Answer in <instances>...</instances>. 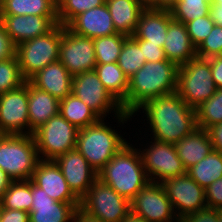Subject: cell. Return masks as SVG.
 Returning <instances> with one entry per match:
<instances>
[{"label":"cell","mask_w":222,"mask_h":222,"mask_svg":"<svg viewBox=\"0 0 222 222\" xmlns=\"http://www.w3.org/2000/svg\"><path fill=\"white\" fill-rule=\"evenodd\" d=\"M144 113L150 139L176 144L198 126L195 109L189 107L177 92L146 101L136 112ZM146 116V117H145ZM152 135V136H151Z\"/></svg>","instance_id":"obj_1"},{"label":"cell","mask_w":222,"mask_h":222,"mask_svg":"<svg viewBox=\"0 0 222 222\" xmlns=\"http://www.w3.org/2000/svg\"><path fill=\"white\" fill-rule=\"evenodd\" d=\"M178 66L166 60L146 62L128 80L126 99L120 104L133 115L146 101L177 92Z\"/></svg>","instance_id":"obj_2"},{"label":"cell","mask_w":222,"mask_h":222,"mask_svg":"<svg viewBox=\"0 0 222 222\" xmlns=\"http://www.w3.org/2000/svg\"><path fill=\"white\" fill-rule=\"evenodd\" d=\"M98 179L129 201L150 182L138 147L130 142L98 172Z\"/></svg>","instance_id":"obj_3"},{"label":"cell","mask_w":222,"mask_h":222,"mask_svg":"<svg viewBox=\"0 0 222 222\" xmlns=\"http://www.w3.org/2000/svg\"><path fill=\"white\" fill-rule=\"evenodd\" d=\"M104 120L79 129L76 142V149L97 172L128 143L121 131L118 132L115 126L113 128Z\"/></svg>","instance_id":"obj_4"},{"label":"cell","mask_w":222,"mask_h":222,"mask_svg":"<svg viewBox=\"0 0 222 222\" xmlns=\"http://www.w3.org/2000/svg\"><path fill=\"white\" fill-rule=\"evenodd\" d=\"M39 161L33 135H0V168L13 181L30 180Z\"/></svg>","instance_id":"obj_5"},{"label":"cell","mask_w":222,"mask_h":222,"mask_svg":"<svg viewBox=\"0 0 222 222\" xmlns=\"http://www.w3.org/2000/svg\"><path fill=\"white\" fill-rule=\"evenodd\" d=\"M71 88L72 94L81 99L101 119H105L109 114L110 116L113 115L112 117L116 119V123L122 127L124 123L133 118V115L123 111L121 105L106 90L94 70L74 75Z\"/></svg>","instance_id":"obj_6"},{"label":"cell","mask_w":222,"mask_h":222,"mask_svg":"<svg viewBox=\"0 0 222 222\" xmlns=\"http://www.w3.org/2000/svg\"><path fill=\"white\" fill-rule=\"evenodd\" d=\"M62 25L16 46L15 55L23 78L28 81L38 71L59 60Z\"/></svg>","instance_id":"obj_7"},{"label":"cell","mask_w":222,"mask_h":222,"mask_svg":"<svg viewBox=\"0 0 222 222\" xmlns=\"http://www.w3.org/2000/svg\"><path fill=\"white\" fill-rule=\"evenodd\" d=\"M216 86L207 59L194 58L178 67L177 93L195 109L216 92Z\"/></svg>","instance_id":"obj_8"},{"label":"cell","mask_w":222,"mask_h":222,"mask_svg":"<svg viewBox=\"0 0 222 222\" xmlns=\"http://www.w3.org/2000/svg\"><path fill=\"white\" fill-rule=\"evenodd\" d=\"M79 129L59 113L33 132L40 160L55 161L76 148Z\"/></svg>","instance_id":"obj_9"},{"label":"cell","mask_w":222,"mask_h":222,"mask_svg":"<svg viewBox=\"0 0 222 222\" xmlns=\"http://www.w3.org/2000/svg\"><path fill=\"white\" fill-rule=\"evenodd\" d=\"M80 209L104 222H120L130 212V201L97 179L80 200Z\"/></svg>","instance_id":"obj_10"},{"label":"cell","mask_w":222,"mask_h":222,"mask_svg":"<svg viewBox=\"0 0 222 222\" xmlns=\"http://www.w3.org/2000/svg\"><path fill=\"white\" fill-rule=\"evenodd\" d=\"M147 144L143 149L138 148V150L147 177L151 182L162 183L168 178L186 174V169L177 155L174 144L152 139Z\"/></svg>","instance_id":"obj_11"},{"label":"cell","mask_w":222,"mask_h":222,"mask_svg":"<svg viewBox=\"0 0 222 222\" xmlns=\"http://www.w3.org/2000/svg\"><path fill=\"white\" fill-rule=\"evenodd\" d=\"M131 212L147 222H179L162 183L148 182L130 201Z\"/></svg>","instance_id":"obj_12"},{"label":"cell","mask_w":222,"mask_h":222,"mask_svg":"<svg viewBox=\"0 0 222 222\" xmlns=\"http://www.w3.org/2000/svg\"><path fill=\"white\" fill-rule=\"evenodd\" d=\"M59 61L72 76L94 70L96 58L93 39L62 26Z\"/></svg>","instance_id":"obj_13"},{"label":"cell","mask_w":222,"mask_h":222,"mask_svg":"<svg viewBox=\"0 0 222 222\" xmlns=\"http://www.w3.org/2000/svg\"><path fill=\"white\" fill-rule=\"evenodd\" d=\"M0 134H29L28 81L0 94Z\"/></svg>","instance_id":"obj_14"},{"label":"cell","mask_w":222,"mask_h":222,"mask_svg":"<svg viewBox=\"0 0 222 222\" xmlns=\"http://www.w3.org/2000/svg\"><path fill=\"white\" fill-rule=\"evenodd\" d=\"M176 217L180 220L187 214L206 208L205 188L187 173L162 182Z\"/></svg>","instance_id":"obj_15"},{"label":"cell","mask_w":222,"mask_h":222,"mask_svg":"<svg viewBox=\"0 0 222 222\" xmlns=\"http://www.w3.org/2000/svg\"><path fill=\"white\" fill-rule=\"evenodd\" d=\"M55 163L60 167L69 188L79 200L98 179V172L76 148L59 156Z\"/></svg>","instance_id":"obj_16"},{"label":"cell","mask_w":222,"mask_h":222,"mask_svg":"<svg viewBox=\"0 0 222 222\" xmlns=\"http://www.w3.org/2000/svg\"><path fill=\"white\" fill-rule=\"evenodd\" d=\"M0 21L15 46L46 34L59 24L57 16L0 15Z\"/></svg>","instance_id":"obj_17"},{"label":"cell","mask_w":222,"mask_h":222,"mask_svg":"<svg viewBox=\"0 0 222 222\" xmlns=\"http://www.w3.org/2000/svg\"><path fill=\"white\" fill-rule=\"evenodd\" d=\"M32 204L29 222H71L80 203H62L51 199L32 181Z\"/></svg>","instance_id":"obj_18"},{"label":"cell","mask_w":222,"mask_h":222,"mask_svg":"<svg viewBox=\"0 0 222 222\" xmlns=\"http://www.w3.org/2000/svg\"><path fill=\"white\" fill-rule=\"evenodd\" d=\"M31 180L45 190L51 199L62 203H80L66 182L60 167L55 161L40 160Z\"/></svg>","instance_id":"obj_19"},{"label":"cell","mask_w":222,"mask_h":222,"mask_svg":"<svg viewBox=\"0 0 222 222\" xmlns=\"http://www.w3.org/2000/svg\"><path fill=\"white\" fill-rule=\"evenodd\" d=\"M66 26L72 32L91 39L117 33L106 3L78 14Z\"/></svg>","instance_id":"obj_20"},{"label":"cell","mask_w":222,"mask_h":222,"mask_svg":"<svg viewBox=\"0 0 222 222\" xmlns=\"http://www.w3.org/2000/svg\"><path fill=\"white\" fill-rule=\"evenodd\" d=\"M172 19L168 8L146 7L140 15L136 30L132 36L138 40L158 44L163 48L168 26Z\"/></svg>","instance_id":"obj_21"},{"label":"cell","mask_w":222,"mask_h":222,"mask_svg":"<svg viewBox=\"0 0 222 222\" xmlns=\"http://www.w3.org/2000/svg\"><path fill=\"white\" fill-rule=\"evenodd\" d=\"M72 78L67 68L58 60L38 71L28 81L60 101L72 93Z\"/></svg>","instance_id":"obj_22"},{"label":"cell","mask_w":222,"mask_h":222,"mask_svg":"<svg viewBox=\"0 0 222 222\" xmlns=\"http://www.w3.org/2000/svg\"><path fill=\"white\" fill-rule=\"evenodd\" d=\"M163 50L166 59L178 67L197 57V48L190 40L186 25L174 19L169 23Z\"/></svg>","instance_id":"obj_23"},{"label":"cell","mask_w":222,"mask_h":222,"mask_svg":"<svg viewBox=\"0 0 222 222\" xmlns=\"http://www.w3.org/2000/svg\"><path fill=\"white\" fill-rule=\"evenodd\" d=\"M60 101L28 81L29 134L59 113Z\"/></svg>","instance_id":"obj_24"},{"label":"cell","mask_w":222,"mask_h":222,"mask_svg":"<svg viewBox=\"0 0 222 222\" xmlns=\"http://www.w3.org/2000/svg\"><path fill=\"white\" fill-rule=\"evenodd\" d=\"M174 146L186 170L214 150L208 131L199 127L174 144Z\"/></svg>","instance_id":"obj_25"},{"label":"cell","mask_w":222,"mask_h":222,"mask_svg":"<svg viewBox=\"0 0 222 222\" xmlns=\"http://www.w3.org/2000/svg\"><path fill=\"white\" fill-rule=\"evenodd\" d=\"M105 3L116 32L132 36L140 15L146 9V6L141 0H106Z\"/></svg>","instance_id":"obj_26"},{"label":"cell","mask_w":222,"mask_h":222,"mask_svg":"<svg viewBox=\"0 0 222 222\" xmlns=\"http://www.w3.org/2000/svg\"><path fill=\"white\" fill-rule=\"evenodd\" d=\"M59 114L78 129L97 123L101 118L74 94L60 100Z\"/></svg>","instance_id":"obj_27"},{"label":"cell","mask_w":222,"mask_h":222,"mask_svg":"<svg viewBox=\"0 0 222 222\" xmlns=\"http://www.w3.org/2000/svg\"><path fill=\"white\" fill-rule=\"evenodd\" d=\"M0 15L57 16L53 0H0Z\"/></svg>","instance_id":"obj_28"},{"label":"cell","mask_w":222,"mask_h":222,"mask_svg":"<svg viewBox=\"0 0 222 222\" xmlns=\"http://www.w3.org/2000/svg\"><path fill=\"white\" fill-rule=\"evenodd\" d=\"M94 71L106 90L121 104L127 95L129 78L117 63L96 64Z\"/></svg>","instance_id":"obj_29"},{"label":"cell","mask_w":222,"mask_h":222,"mask_svg":"<svg viewBox=\"0 0 222 222\" xmlns=\"http://www.w3.org/2000/svg\"><path fill=\"white\" fill-rule=\"evenodd\" d=\"M186 173L201 187L206 188L222 177V153L213 150L197 164L187 169Z\"/></svg>","instance_id":"obj_30"},{"label":"cell","mask_w":222,"mask_h":222,"mask_svg":"<svg viewBox=\"0 0 222 222\" xmlns=\"http://www.w3.org/2000/svg\"><path fill=\"white\" fill-rule=\"evenodd\" d=\"M32 180L14 181L4 193L0 206L30 212L32 204Z\"/></svg>","instance_id":"obj_31"},{"label":"cell","mask_w":222,"mask_h":222,"mask_svg":"<svg viewBox=\"0 0 222 222\" xmlns=\"http://www.w3.org/2000/svg\"><path fill=\"white\" fill-rule=\"evenodd\" d=\"M211 0H175L169 9L174 20L186 24L210 14Z\"/></svg>","instance_id":"obj_32"},{"label":"cell","mask_w":222,"mask_h":222,"mask_svg":"<svg viewBox=\"0 0 222 222\" xmlns=\"http://www.w3.org/2000/svg\"><path fill=\"white\" fill-rule=\"evenodd\" d=\"M128 36L116 33L93 39L96 64L117 63L125 39Z\"/></svg>","instance_id":"obj_33"},{"label":"cell","mask_w":222,"mask_h":222,"mask_svg":"<svg viewBox=\"0 0 222 222\" xmlns=\"http://www.w3.org/2000/svg\"><path fill=\"white\" fill-rule=\"evenodd\" d=\"M145 63L146 59L139 47V40L133 36H128L124 41L117 64L122 69L124 74L130 78Z\"/></svg>","instance_id":"obj_34"},{"label":"cell","mask_w":222,"mask_h":222,"mask_svg":"<svg viewBox=\"0 0 222 222\" xmlns=\"http://www.w3.org/2000/svg\"><path fill=\"white\" fill-rule=\"evenodd\" d=\"M197 126L208 129L222 123V88L216 89L214 95L195 108Z\"/></svg>","instance_id":"obj_35"},{"label":"cell","mask_w":222,"mask_h":222,"mask_svg":"<svg viewBox=\"0 0 222 222\" xmlns=\"http://www.w3.org/2000/svg\"><path fill=\"white\" fill-rule=\"evenodd\" d=\"M106 0H61L57 4L58 23L66 26L75 16L105 4Z\"/></svg>","instance_id":"obj_36"},{"label":"cell","mask_w":222,"mask_h":222,"mask_svg":"<svg viewBox=\"0 0 222 222\" xmlns=\"http://www.w3.org/2000/svg\"><path fill=\"white\" fill-rule=\"evenodd\" d=\"M25 81L16 55L0 61V94L22 86Z\"/></svg>","instance_id":"obj_37"},{"label":"cell","mask_w":222,"mask_h":222,"mask_svg":"<svg viewBox=\"0 0 222 222\" xmlns=\"http://www.w3.org/2000/svg\"><path fill=\"white\" fill-rule=\"evenodd\" d=\"M187 32L190 40L196 48L210 35L213 27L215 26L211 15L203 16L186 24Z\"/></svg>","instance_id":"obj_38"},{"label":"cell","mask_w":222,"mask_h":222,"mask_svg":"<svg viewBox=\"0 0 222 222\" xmlns=\"http://www.w3.org/2000/svg\"><path fill=\"white\" fill-rule=\"evenodd\" d=\"M222 55V27L215 25L207 38L197 48V57L208 59Z\"/></svg>","instance_id":"obj_39"},{"label":"cell","mask_w":222,"mask_h":222,"mask_svg":"<svg viewBox=\"0 0 222 222\" xmlns=\"http://www.w3.org/2000/svg\"><path fill=\"white\" fill-rule=\"evenodd\" d=\"M207 207L222 209V177L205 188Z\"/></svg>","instance_id":"obj_40"},{"label":"cell","mask_w":222,"mask_h":222,"mask_svg":"<svg viewBox=\"0 0 222 222\" xmlns=\"http://www.w3.org/2000/svg\"><path fill=\"white\" fill-rule=\"evenodd\" d=\"M139 47L142 50L146 62H159L166 60L164 50L158 44L149 43L146 40H139Z\"/></svg>","instance_id":"obj_41"},{"label":"cell","mask_w":222,"mask_h":222,"mask_svg":"<svg viewBox=\"0 0 222 222\" xmlns=\"http://www.w3.org/2000/svg\"><path fill=\"white\" fill-rule=\"evenodd\" d=\"M180 222H219L217 209L210 207L203 208L196 212L187 214Z\"/></svg>","instance_id":"obj_42"},{"label":"cell","mask_w":222,"mask_h":222,"mask_svg":"<svg viewBox=\"0 0 222 222\" xmlns=\"http://www.w3.org/2000/svg\"><path fill=\"white\" fill-rule=\"evenodd\" d=\"M16 46L7 35L3 24L0 21V61L15 56Z\"/></svg>","instance_id":"obj_43"},{"label":"cell","mask_w":222,"mask_h":222,"mask_svg":"<svg viewBox=\"0 0 222 222\" xmlns=\"http://www.w3.org/2000/svg\"><path fill=\"white\" fill-rule=\"evenodd\" d=\"M0 222H29V212L0 206Z\"/></svg>","instance_id":"obj_44"},{"label":"cell","mask_w":222,"mask_h":222,"mask_svg":"<svg viewBox=\"0 0 222 222\" xmlns=\"http://www.w3.org/2000/svg\"><path fill=\"white\" fill-rule=\"evenodd\" d=\"M210 63L211 74L217 89L222 88V56L207 59Z\"/></svg>","instance_id":"obj_45"},{"label":"cell","mask_w":222,"mask_h":222,"mask_svg":"<svg viewBox=\"0 0 222 222\" xmlns=\"http://www.w3.org/2000/svg\"><path fill=\"white\" fill-rule=\"evenodd\" d=\"M214 150L222 153V123L216 124L207 129Z\"/></svg>","instance_id":"obj_46"},{"label":"cell","mask_w":222,"mask_h":222,"mask_svg":"<svg viewBox=\"0 0 222 222\" xmlns=\"http://www.w3.org/2000/svg\"><path fill=\"white\" fill-rule=\"evenodd\" d=\"M13 179L0 168V201L4 193L8 190L9 186L13 183Z\"/></svg>","instance_id":"obj_47"},{"label":"cell","mask_w":222,"mask_h":222,"mask_svg":"<svg viewBox=\"0 0 222 222\" xmlns=\"http://www.w3.org/2000/svg\"><path fill=\"white\" fill-rule=\"evenodd\" d=\"M71 222H104V221L91 217L87 213L83 212L80 208H78L75 211Z\"/></svg>","instance_id":"obj_48"},{"label":"cell","mask_w":222,"mask_h":222,"mask_svg":"<svg viewBox=\"0 0 222 222\" xmlns=\"http://www.w3.org/2000/svg\"><path fill=\"white\" fill-rule=\"evenodd\" d=\"M210 15L215 25L222 27V6L211 4Z\"/></svg>","instance_id":"obj_49"},{"label":"cell","mask_w":222,"mask_h":222,"mask_svg":"<svg viewBox=\"0 0 222 222\" xmlns=\"http://www.w3.org/2000/svg\"><path fill=\"white\" fill-rule=\"evenodd\" d=\"M120 222H147L143 217H140L132 212H130L124 219Z\"/></svg>","instance_id":"obj_50"},{"label":"cell","mask_w":222,"mask_h":222,"mask_svg":"<svg viewBox=\"0 0 222 222\" xmlns=\"http://www.w3.org/2000/svg\"><path fill=\"white\" fill-rule=\"evenodd\" d=\"M146 7H163V0H141Z\"/></svg>","instance_id":"obj_51"},{"label":"cell","mask_w":222,"mask_h":222,"mask_svg":"<svg viewBox=\"0 0 222 222\" xmlns=\"http://www.w3.org/2000/svg\"><path fill=\"white\" fill-rule=\"evenodd\" d=\"M175 0H163V8L170 6Z\"/></svg>","instance_id":"obj_52"},{"label":"cell","mask_w":222,"mask_h":222,"mask_svg":"<svg viewBox=\"0 0 222 222\" xmlns=\"http://www.w3.org/2000/svg\"><path fill=\"white\" fill-rule=\"evenodd\" d=\"M219 222H222V209H217Z\"/></svg>","instance_id":"obj_53"},{"label":"cell","mask_w":222,"mask_h":222,"mask_svg":"<svg viewBox=\"0 0 222 222\" xmlns=\"http://www.w3.org/2000/svg\"><path fill=\"white\" fill-rule=\"evenodd\" d=\"M211 4H216L222 6V0H211Z\"/></svg>","instance_id":"obj_54"},{"label":"cell","mask_w":222,"mask_h":222,"mask_svg":"<svg viewBox=\"0 0 222 222\" xmlns=\"http://www.w3.org/2000/svg\"><path fill=\"white\" fill-rule=\"evenodd\" d=\"M56 4H58L61 0H53Z\"/></svg>","instance_id":"obj_55"}]
</instances>
